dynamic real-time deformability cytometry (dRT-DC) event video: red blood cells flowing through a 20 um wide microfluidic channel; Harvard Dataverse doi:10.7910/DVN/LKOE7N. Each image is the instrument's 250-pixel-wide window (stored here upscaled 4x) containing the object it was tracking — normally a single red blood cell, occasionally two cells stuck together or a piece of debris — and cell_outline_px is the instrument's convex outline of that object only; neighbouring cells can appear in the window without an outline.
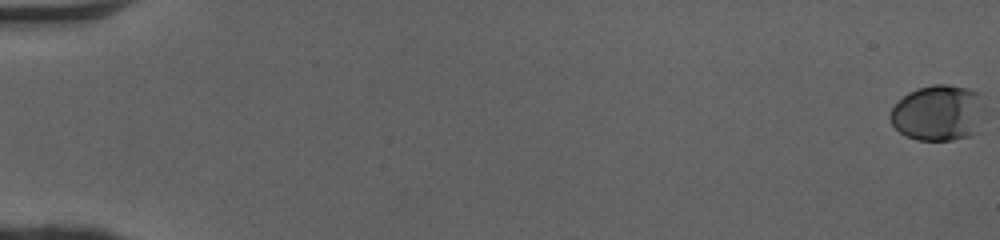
{"species": "human", "species_latin": "Homo sapiens", "temperature_condition": "cold", "stored_images_in_passage": 53, "camera_frame_rate_fps": 3000, "um_per_image_px": 0.085, "donor": {"sex": "female"}, "frame": {"image": 1, "passage_image": 1, "time_ms": 0.0, "image_size_px": [1000, 240], "cell_outline_px": [[980, 132], [972, 136], [952, 140], [916, 140], [900, 132], [892, 124], [892, 108], [908, 92], [916, 88], [932, 84], [948, 84], [968, 88], [976, 92]], "centroid_in_image_um": [79.69, 9.61], "position_along_channel_um": 5.3, "area_um2": 29.94}}
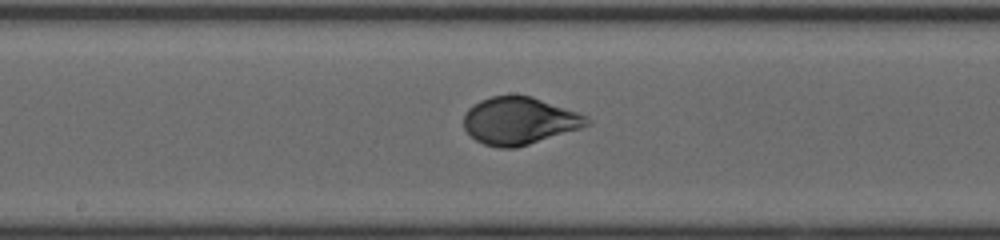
{"frame": {"image": 2, "passage_image": 30, "time_ms": 9.667, "image_size_px": [1000, 240], "cell_outline_px": [[592, 124], [580, 128], [516, 148], [500, 148], [484, 144], [476, 140], [464, 128], [464, 116], [468, 108], [472, 104], [480, 100], [492, 96], [532, 96], [588, 116], [592, 120]], "centroid_in_image_um": [44.15, 10.27], "position_along_channel_um": 204.1, "area_um2": 33.81}}
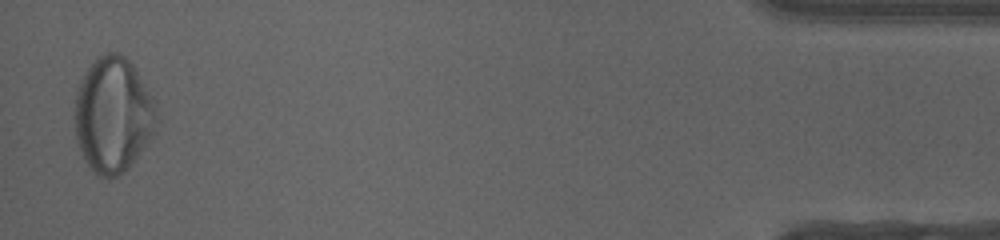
{"frame": {"image": 3, "passage_image": 52, "time_ms": 17.0, "image_size_px": [1000, 240], "cell_outline_px": [[156, 116], [152, 136], [128, 168], [116, 176], [100, 176], [92, 172], [84, 160], [76, 140], [76, 92], [80, 80], [84, 72], [96, 56], [108, 52], [116, 52], [124, 56], [132, 64], [152, 96], [156, 104]], "centroid_in_image_um": [9.59, 9.74], "position_along_channel_um": 425.6, "area_um2": 54.62}, "authors_computed_cell_mechanics": {"area_um2": 33.2928, "velocity_mm_per_s": 4.0801, "shape_relaxation_time_tau1_ms": 3.2561, "shape_relaxation_time_tau2_ms": null, "deformation_change_tau1": 0.1614, "deformation_change_tau2": null}}